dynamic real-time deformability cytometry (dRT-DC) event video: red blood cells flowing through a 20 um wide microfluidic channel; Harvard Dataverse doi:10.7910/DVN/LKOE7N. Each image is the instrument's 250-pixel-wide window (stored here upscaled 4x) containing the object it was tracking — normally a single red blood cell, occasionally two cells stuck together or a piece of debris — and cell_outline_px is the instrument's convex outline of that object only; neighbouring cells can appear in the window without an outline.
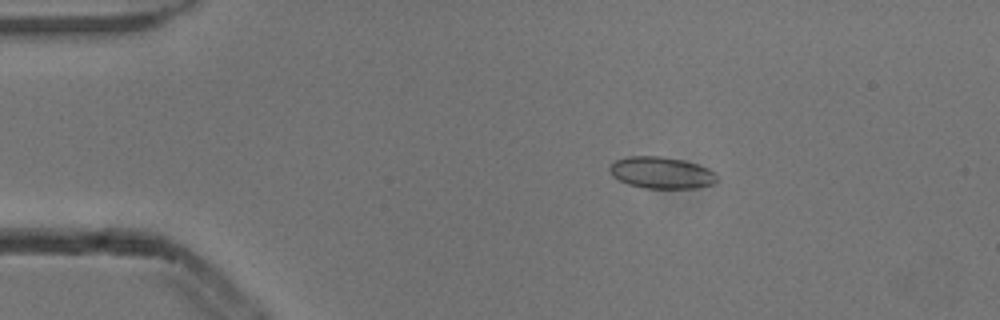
{"species": "common noctule bat (a hibernating species)", "species_latin": "Nyctalus noctula", "temperature_condition": "cold", "stored_images_in_passage": 5, "camera_frame_rate_fps": 3000, "um_per_image_px": 0.085, "animal": {"sex": "male", "body_mass_g": 13.3}, "frame": {"image": 1, "passage_image": 2, "time_ms": 0.333, "image_size_px": [1000, 320], "cell_outline_px": [[716, 180], [712, 184], [696, 188], [644, 188], [628, 184], [612, 176], [608, 168], [616, 160], [628, 156], [660, 156], [684, 160], [708, 168], [716, 172]], "centroid_in_image_um": [56.21, 14.68], "position_along_channel_um": 28.8, "area_um2": 19.77}}
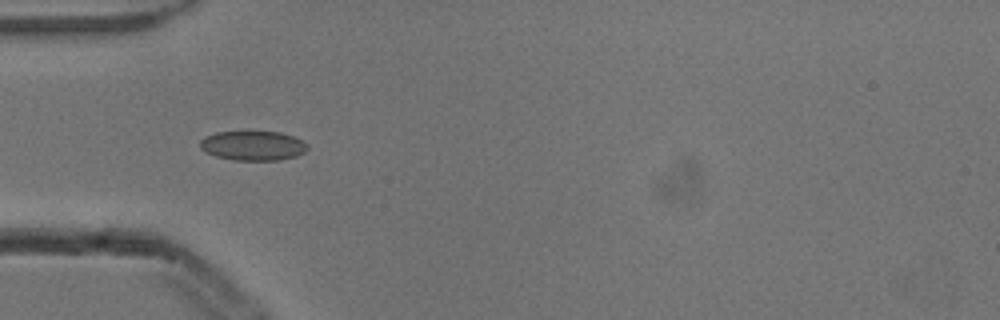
{"frame": {"image": 2, "passage_image": 4, "time_ms": 1.0, "image_size_px": [1000, 320], "cell_outline_px": [[308, 148], [304, 152], [296, 156], [280, 160], [232, 160], [216, 156], [204, 152], [200, 148], [200, 140], [204, 136], [216, 132], [280, 132], [292, 136], [308, 144]], "centroid_in_image_um": [21.47, 12.39], "position_along_channel_um": 63.5, "area_um2": 18.5}}
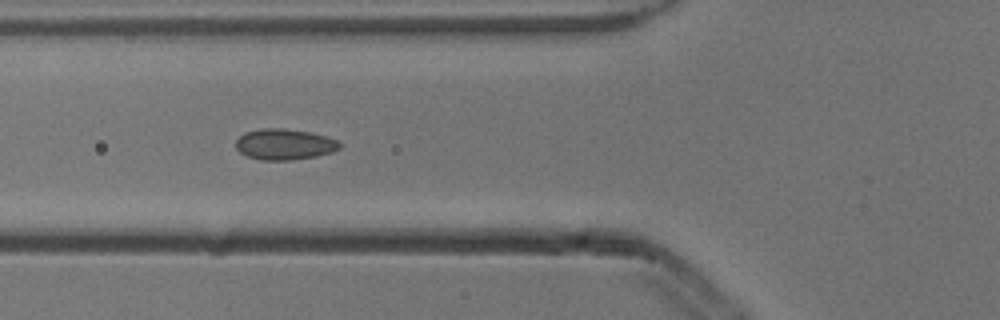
{"frame": {"image": 3, "passage_image": 5, "time_ms": 1.333, "image_size_px": [1000, 320], "cell_outline_px": [[344, 144], [340, 148], [332, 152], [316, 156], [292, 160], [260, 160], [248, 156], [240, 152], [236, 148], [236, 140], [244, 132], [260, 128], [284, 128], [312, 132], [328, 136], [340, 140]], "centroid_in_image_um": [24.23, 12.25], "position_along_channel_um": 101.6, "area_um2": 19.07}}